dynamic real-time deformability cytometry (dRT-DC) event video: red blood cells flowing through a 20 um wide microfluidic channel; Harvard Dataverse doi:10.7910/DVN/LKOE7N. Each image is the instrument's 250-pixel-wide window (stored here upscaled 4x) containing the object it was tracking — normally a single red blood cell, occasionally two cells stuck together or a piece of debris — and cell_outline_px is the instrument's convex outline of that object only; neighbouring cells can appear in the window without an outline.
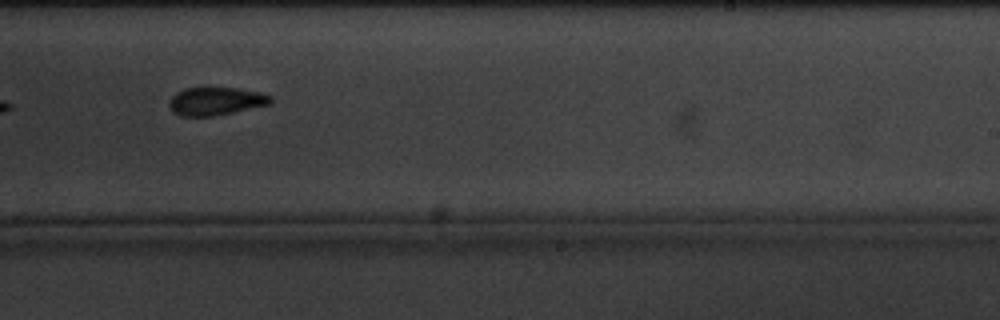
{"species": "common noctule bat (a hibernating species)", "species_latin": "Nyctalus noctula", "temperature_condition": "cold", "stored_images_in_passage": 17, "camera_frame_rate_fps": 3000, "um_per_image_px": 0.085, "animal": {"sex": "male", "body_mass_g": 20.1, "forearm_length_mm": 53.5}, "frame": {"image": 1, "passage_image": 10, "time_ms": 11.667, "image_size_px": [1000, 320], "cell_outline_px": [[272, 104], [212, 116], [180, 116], [172, 112], [168, 104], [168, 100], [176, 92], [184, 88], [236, 88], [260, 92], [272, 96]], "centroid_in_image_um": [18.32, 8.6], "position_along_channel_um": 270.7, "area_um2": 16.65}}
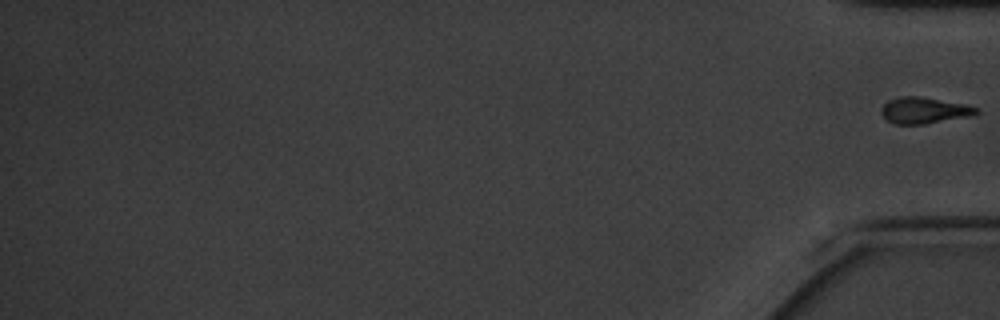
{"frame": {"image": 2, "passage_image": 17, "time_ms": 20.667, "image_size_px": [1000, 320], "cell_outline_px": [[980, 112], [964, 116], [924, 124], [892, 124], [880, 112], [880, 108], [888, 100], [900, 96], [920, 96], [964, 104], [980, 108]], "centroid_in_image_um": [78.49, 9.37], "position_along_channel_um": 356.7, "area_um2": 14.33}}